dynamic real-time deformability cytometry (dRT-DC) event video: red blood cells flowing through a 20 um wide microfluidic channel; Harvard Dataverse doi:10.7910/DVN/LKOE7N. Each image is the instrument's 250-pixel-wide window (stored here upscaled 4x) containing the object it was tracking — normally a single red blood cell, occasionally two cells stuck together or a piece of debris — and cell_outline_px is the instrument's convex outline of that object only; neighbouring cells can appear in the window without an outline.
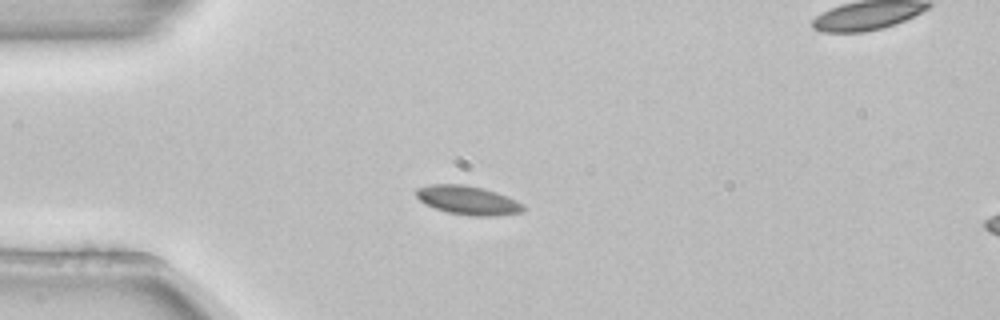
{"species": "common noctule bat (a hibernating species)", "species_latin": "Nyctalus noctula", "temperature_condition": "room temperature", "stored_images_in_passage": 4, "camera_frame_rate_fps": 3000, "um_per_image_px": 0.085, "animal": {"sex": "female", "body_mass_g": 22.7, "forearm_length_mm": 54.2}, "frame": {"image": 1, "passage_image": 3, "time_ms": 0.667, "image_size_px": [1000, 320], "cell_outline_px": [[528, 208], [524, 212], [496, 216], [472, 216], [448, 212], [424, 204], [416, 196], [416, 188], [432, 184], [464, 184], [484, 188], [508, 196], [524, 204]], "centroid_in_image_um": [39.83, 17.02], "position_along_channel_um": 45.2, "area_um2": 18.26}}